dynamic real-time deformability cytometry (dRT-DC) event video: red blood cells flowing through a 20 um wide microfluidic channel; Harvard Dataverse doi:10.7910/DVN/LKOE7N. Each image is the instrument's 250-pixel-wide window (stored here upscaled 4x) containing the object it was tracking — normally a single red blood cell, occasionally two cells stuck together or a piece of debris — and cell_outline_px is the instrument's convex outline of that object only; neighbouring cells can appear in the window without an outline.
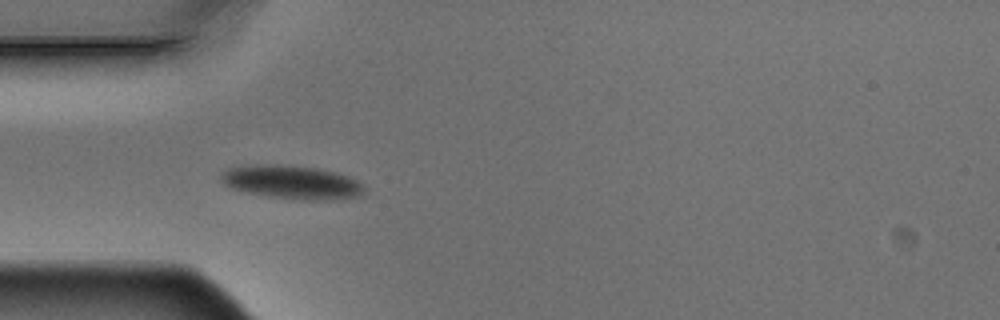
{"species": "Egyptian fruit bat (a non-hibernating species)", "species_latin": "Rousettus aegyptiacus", "temperature_condition": "warm", "stored_images_in_passage": 13, "camera_frame_rate_fps": 3000, "um_per_image_px": 0.085, "animal": {"sex": "male"}, "frame": {"image": 1, "passage_image": 3, "time_ms": 0.667, "image_size_px": [1000, 320], "cell_outline_px": [[364, 192], [360, 196], [328, 200], [300, 200], [268, 196], [240, 192], [224, 184], [220, 180], [220, 176], [228, 168], [260, 164], [276, 164], [316, 168], [336, 172], [348, 176], [356, 180], [364, 188]], "centroid_in_image_um": [24.77, 15.5], "position_along_channel_um": 60.2, "area_um2": 28.03}}
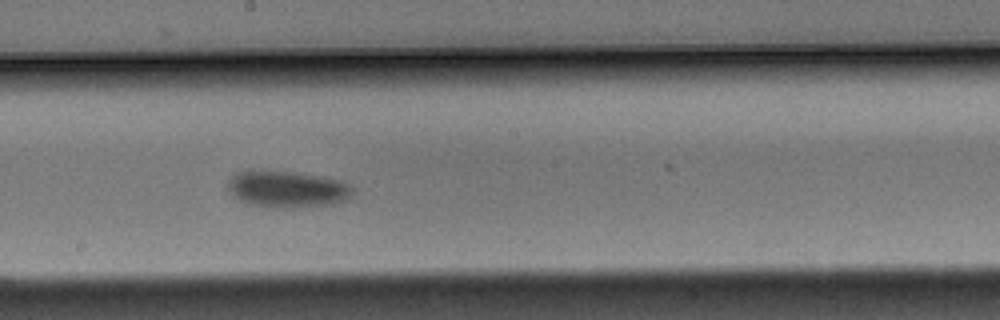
{"frame": {"image": 2, "passage_image": 7, "time_ms": 2.0, "image_size_px": [1000, 320], "cell_outline_px": [[356, 192], [348, 200], [332, 204], [288, 208], [284, 208], [252, 204], [240, 200], [232, 196], [224, 188], [228, 180], [236, 172], [292, 172], [340, 180], [352, 184]], "centroid_in_image_um": [24.46, 16.1], "position_along_channel_um": 223.7, "area_um2": 26.53}}
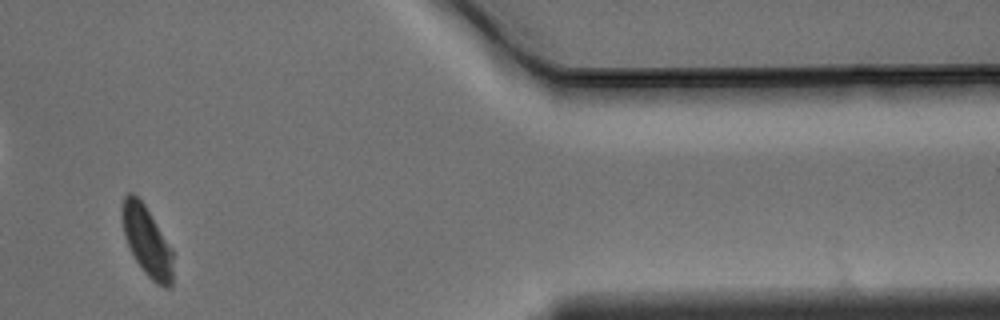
{"frame": {"image": 3, "passage_image": 12, "time_ms": 3.667, "image_size_px": [1000, 320], "cell_outline_px": [[172, 284], [168, 288], [164, 288], [156, 284], [144, 272], [136, 260], [124, 236], [120, 212], [120, 208], [124, 196], [128, 192], [132, 192], [144, 204], [172, 248]], "centroid_in_image_um": [12.46, 20.48], "position_along_channel_um": 398.9, "area_um2": 20.69}}